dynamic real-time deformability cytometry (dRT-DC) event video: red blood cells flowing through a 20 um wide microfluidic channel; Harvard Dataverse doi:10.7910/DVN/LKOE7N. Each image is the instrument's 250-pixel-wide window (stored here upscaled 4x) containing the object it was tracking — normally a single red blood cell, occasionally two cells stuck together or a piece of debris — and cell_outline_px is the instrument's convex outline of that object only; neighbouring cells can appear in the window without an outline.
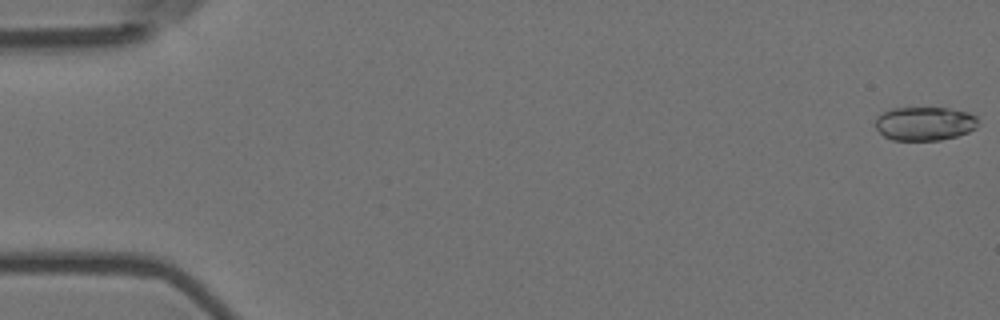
{"species": "Egyptian fruit bat (a non-hibernating species)", "species_latin": "Rousettus aegyptiacus", "temperature_condition": "room temperature", "stored_images_in_passage": 6, "camera_frame_rate_fps": 3000, "um_per_image_px": 0.085, "animal": {"sex": "female"}, "frame": {"image": 1, "passage_image": 1, "time_ms": 0.0, "image_size_px": [1000, 320], "cell_outline_px": [[976, 128], [968, 132], [956, 136], [940, 140], [892, 140], [884, 136], [876, 128], [876, 116], [892, 108], [948, 108], [968, 112], [976, 116]], "centroid_in_image_um": [78.58, 10.5], "position_along_channel_um": 6.4, "area_um2": 20.11}}
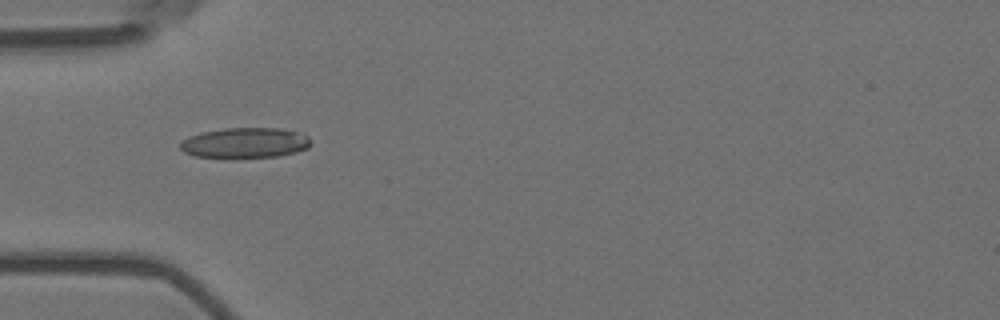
{"frame": {"image": 2, "passage_image": 5, "time_ms": 1.333, "image_size_px": [1000, 320], "cell_outline_px": [[312, 144], [308, 148], [296, 152], [280, 156], [232, 160], [224, 160], [196, 156], [184, 152], [180, 148], [180, 144], [188, 136], [200, 132], [224, 128], [276, 128], [296, 132], [308, 136]], "centroid_in_image_um": [20.79, 12.19], "position_along_channel_um": 64.2, "area_um2": 23.93}}
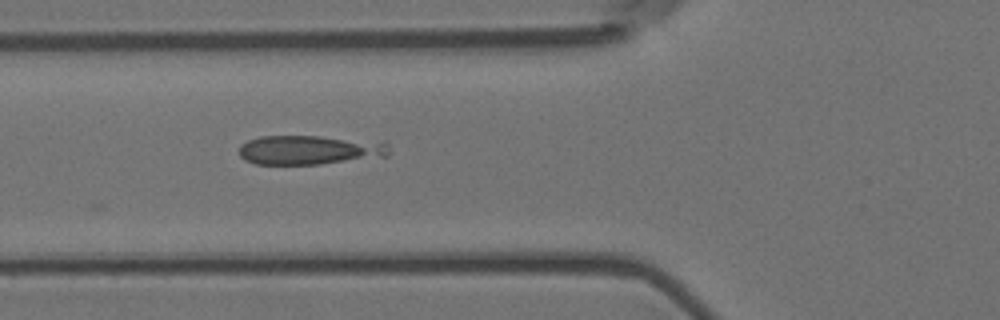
{"frame": {"image": 3, "passage_image": 6, "time_ms": 1.667, "image_size_px": [1000, 320], "cell_outline_px": [[392, 152], [388, 156], [320, 164], [256, 164], [244, 160], [240, 156], [240, 144], [248, 140], [260, 136], [320, 136], [384, 140], [388, 144]], "centroid_in_image_um": [26.41, 12.73], "position_along_channel_um": 99.4, "area_um2": 26.18}}